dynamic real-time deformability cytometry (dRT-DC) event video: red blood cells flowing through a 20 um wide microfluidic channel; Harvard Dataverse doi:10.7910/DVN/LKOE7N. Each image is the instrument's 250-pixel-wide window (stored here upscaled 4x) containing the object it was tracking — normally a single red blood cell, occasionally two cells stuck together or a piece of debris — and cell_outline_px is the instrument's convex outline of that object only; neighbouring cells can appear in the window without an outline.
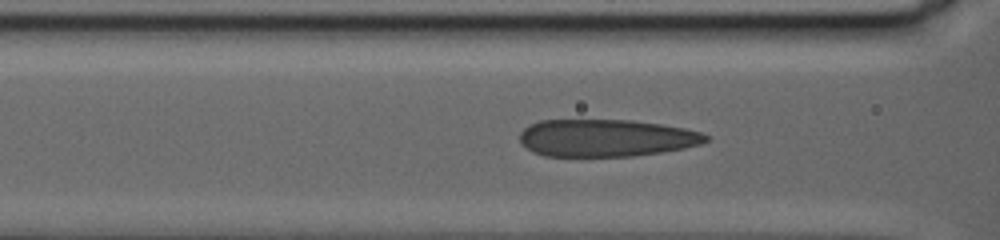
{"species": "human", "species_latin": "Homo sapiens", "temperature_condition": "warm", "stored_images_in_passage": 103, "camera_frame_rate_fps": 3000, "um_per_image_px": 0.085, "donor": {"sex": "female"}, "frame": {"image": 1, "passage_image": 50, "time_ms": 16.333, "image_size_px": [1000, 240], "cell_outline_px": [[708, 140], [700, 144], [684, 148], [660, 152], [632, 156], [544, 156], [532, 152], [520, 140], [520, 132], [524, 128], [540, 120], [632, 120], [660, 124], [684, 128], [700, 132], [708, 136]], "centroid_in_image_um": [51.51, 11.72], "position_along_channel_um": 115.1, "area_um2": 40.29}}
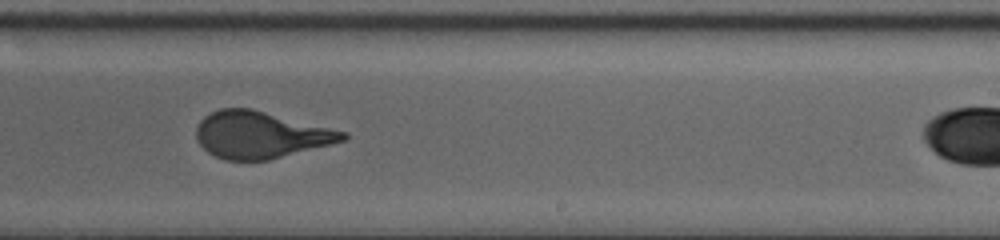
{"frame": {"image": 2, "passage_image": 76, "time_ms": 25.0, "image_size_px": [1000, 240], "cell_outline_px": [[348, 136], [344, 140], [268, 160], [224, 160], [208, 152], [196, 140], [196, 128], [200, 120], [204, 116], [220, 108], [252, 108], [348, 132]], "centroid_in_image_um": [22.11, 11.45], "position_along_channel_um": 266.9, "area_um2": 39.77}}
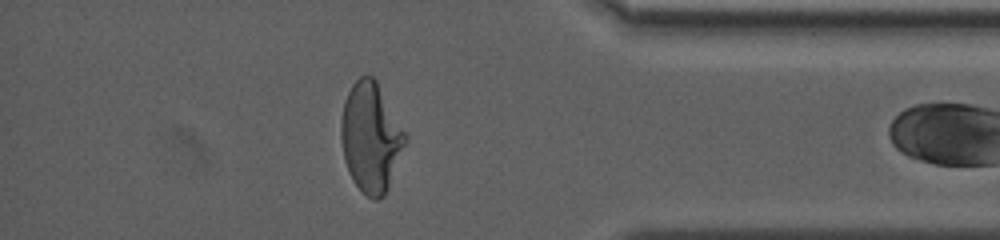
{"frame": {"image": 3, "passage_image": 102, "time_ms": 33.667, "image_size_px": [1000, 240], "cell_outline_px": [[408, 140], [388, 188], [384, 196], [376, 200], [368, 196], [352, 180], [348, 172], [344, 160], [340, 140], [340, 124], [344, 104], [348, 92], [352, 84], [360, 76], [372, 76], [376, 80], [408, 136]], "centroid_in_image_um": [31.52, 11.68], "position_along_channel_um": 403.7, "area_um2": 40.98}}